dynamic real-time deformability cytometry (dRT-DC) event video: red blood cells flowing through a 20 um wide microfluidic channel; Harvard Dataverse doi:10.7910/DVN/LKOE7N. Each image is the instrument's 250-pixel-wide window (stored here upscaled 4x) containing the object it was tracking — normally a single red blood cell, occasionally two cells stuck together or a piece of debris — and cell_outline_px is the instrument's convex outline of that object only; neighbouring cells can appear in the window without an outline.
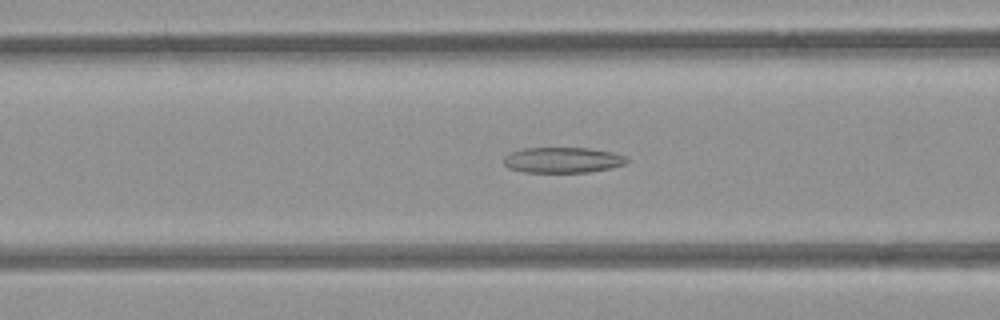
{"species": "common noctule bat (a hibernating species)", "species_latin": "Nyctalus noctula", "temperature_condition": "room temperature", "stored_images_in_passage": 41, "camera_frame_rate_fps": 3000, "um_per_image_px": 0.085, "animal": {"sex": "female", "body_mass_g": 21.9}, "frame": {"image": 1, "passage_image": 10, "time_ms": 3.0, "image_size_px": [1000, 320], "cell_outline_px": [[628, 160], [624, 164], [612, 168], [588, 172], [524, 172], [508, 168], [504, 164], [504, 156], [512, 152], [524, 148], [588, 148], [612, 152], [628, 156]], "centroid_in_image_um": [47.84, 13.6], "position_along_channel_um": 118.8, "area_um2": 18.38}}
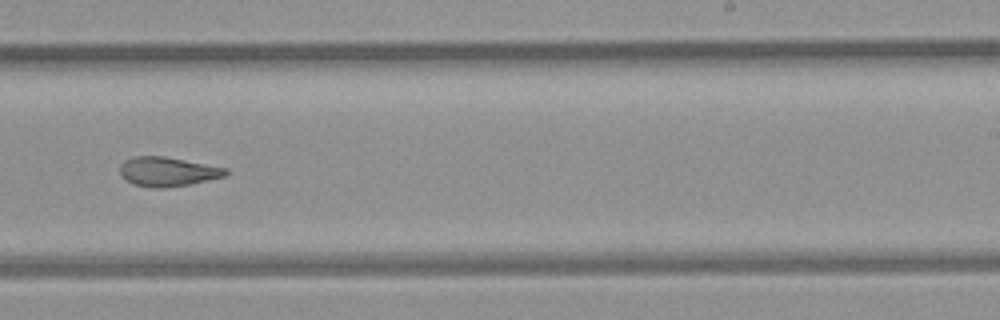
{"frame": {"image": 2, "passage_image": 22, "time_ms": 7.0, "image_size_px": [1000, 320], "cell_outline_px": [[228, 172], [224, 176], [188, 184], [164, 188], [152, 188], [132, 184], [124, 180], [120, 176], [120, 164], [124, 160], [136, 156], [164, 156], [228, 168]], "centroid_in_image_um": [14.19, 14.59], "position_along_channel_um": 274.8, "area_um2": 18.09}}
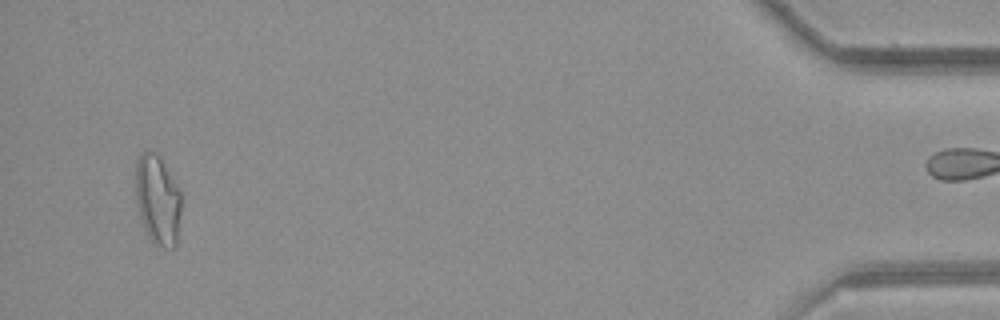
{"frame": {"image": 3, "passage_image": 40, "time_ms": 13.0, "image_size_px": [1000, 320], "cell_outline_px": [[180, 212], [176, 248], [164, 248], [152, 244], [144, 228], [140, 216], [136, 200], [136, 160], [140, 152], [156, 152], [160, 156], [180, 192]], "centroid_in_image_um": [13.39, 17.02], "position_along_channel_um": 421.8, "area_um2": 23.87}, "authors_computed_cell_mechanics": {"area_um2": 19.1318, "velocity_mm_per_s": 3.8957, "shape_relaxation_time_tau1_ms": null, "shape_relaxation_time_tau2_ms": 2.768, "deformation_change_tau1": null, "deformation_change_tau2": 0.1048}}